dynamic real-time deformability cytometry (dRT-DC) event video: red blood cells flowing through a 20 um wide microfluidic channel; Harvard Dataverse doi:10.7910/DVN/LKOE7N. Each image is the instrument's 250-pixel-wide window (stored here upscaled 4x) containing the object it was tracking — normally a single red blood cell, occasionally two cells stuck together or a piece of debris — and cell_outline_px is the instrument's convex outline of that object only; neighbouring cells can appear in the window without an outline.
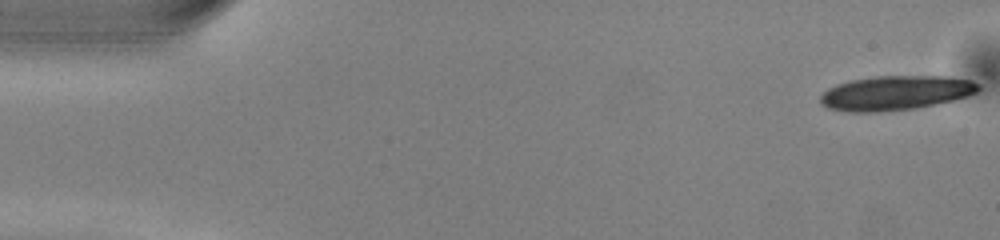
{"species": "common noctule bat (a hibernating species)", "species_latin": "Nyctalus noctula", "temperature_condition": "warm", "stored_images_in_passage": 16, "camera_frame_rate_fps": 3000, "um_per_image_px": 0.085, "animal": {"sex": "male", "body_mass_g": 13.0, "forearm_length_mm": 53.1}, "frame": {"image": 1, "passage_image": 1, "time_ms": 0.0, "image_size_px": [1000, 240], "cell_outline_px": [[980, 88], [976, 92], [968, 96], [952, 100], [916, 108], [880, 112], [848, 112], [828, 108], [820, 104], [820, 96], [828, 88], [836, 84], [852, 80], [876, 76], [944, 76], [972, 80], [980, 84]], "centroid_in_image_um": [76.11, 7.9], "position_along_channel_um": 8.9, "area_um2": 31.79}}